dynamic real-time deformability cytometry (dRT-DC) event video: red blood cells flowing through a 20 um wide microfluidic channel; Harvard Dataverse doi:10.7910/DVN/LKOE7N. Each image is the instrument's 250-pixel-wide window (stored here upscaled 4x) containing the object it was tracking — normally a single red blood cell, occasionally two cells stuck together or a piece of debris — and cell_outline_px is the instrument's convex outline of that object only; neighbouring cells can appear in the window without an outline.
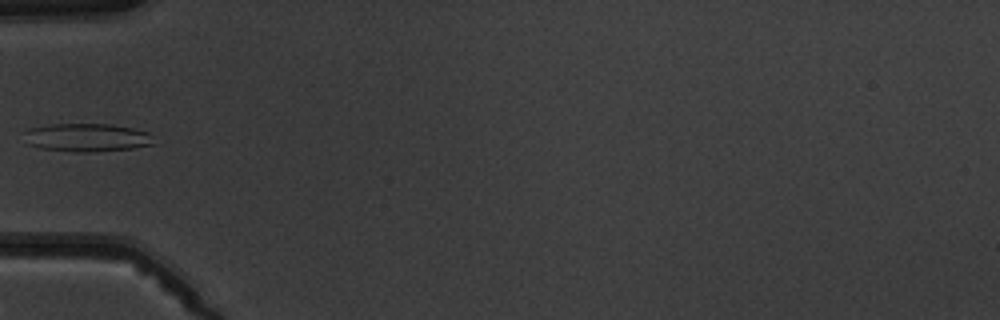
{"species": "common noctule bat (a hibernating species)", "species_latin": "Nyctalus noctula", "temperature_condition": "warm", "stored_images_in_passage": 6, "camera_frame_rate_fps": 3000, "um_per_image_px": 0.085, "animal": {"sex": "male", "body_mass_g": 19.5, "forearm_length_mm": 54.6}, "frame": {"image": 1, "passage_image": 6, "time_ms": 5.667, "image_size_px": [1000, 320], "cell_outline_px": [[156, 144], [132, 148], [96, 152], [76, 152], [40, 148], [28, 144], [24, 132], [28, 128], [48, 124], [112, 124], [132, 128], [148, 132]], "centroid_in_image_um": [7.38, 11.69], "position_along_channel_um": 77.6, "area_um2": 21.44}}